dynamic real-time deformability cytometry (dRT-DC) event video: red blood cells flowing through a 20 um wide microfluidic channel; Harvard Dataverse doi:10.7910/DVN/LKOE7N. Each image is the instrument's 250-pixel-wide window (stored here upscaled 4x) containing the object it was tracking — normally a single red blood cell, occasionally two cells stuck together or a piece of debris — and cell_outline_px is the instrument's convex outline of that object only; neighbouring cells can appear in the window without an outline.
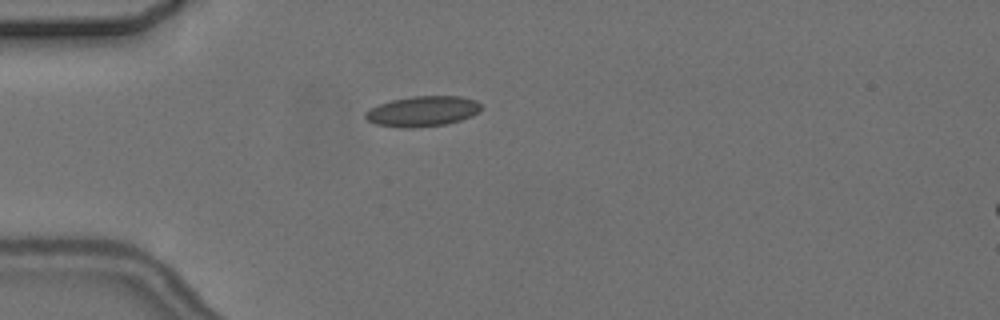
{"species": "common noctule bat (a hibernating species)", "species_latin": "Nyctalus noctula", "temperature_condition": "cold", "stored_images_in_passage": 4, "camera_frame_rate_fps": 3000, "um_per_image_px": 0.085, "animal": {"sex": "female", "body_mass_g": 24.6, "forearm_length_mm": 56.2}, "frame": {"image": 1, "passage_image": 1, "time_ms": 0.0, "image_size_px": [1000, 320], "cell_outline_px": [[480, 112], [472, 116], [448, 124], [412, 128], [400, 128], [376, 124], [368, 120], [364, 116], [364, 112], [380, 104], [392, 100], [412, 96], [460, 96], [476, 100], [480, 104]], "centroid_in_image_um": [35.93, 9.46], "position_along_channel_um": 49.1, "area_um2": 20.52}}
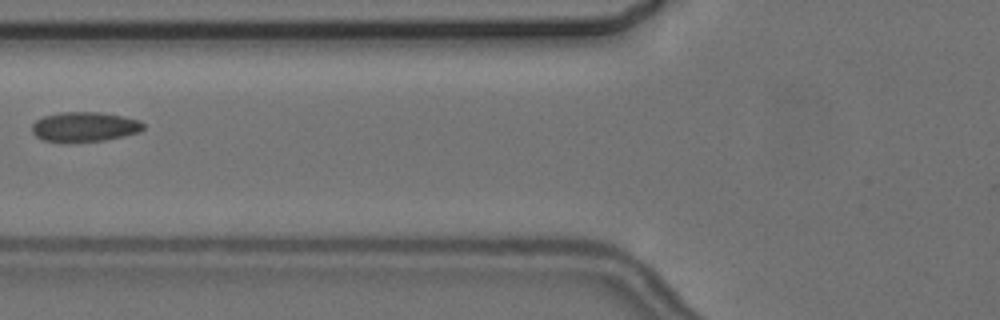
{"frame": {"image": 2, "passage_image": 3, "time_ms": 2.333, "image_size_px": [1000, 320], "cell_outline_px": [[144, 128], [140, 132], [124, 136], [104, 140], [44, 140], [36, 136], [32, 132], [32, 124], [36, 120], [44, 116], [60, 112], [100, 112], [124, 116], [140, 120], [144, 124]], "centroid_in_image_um": [7.23, 10.74], "position_along_channel_um": 118.6, "area_um2": 18.9}}
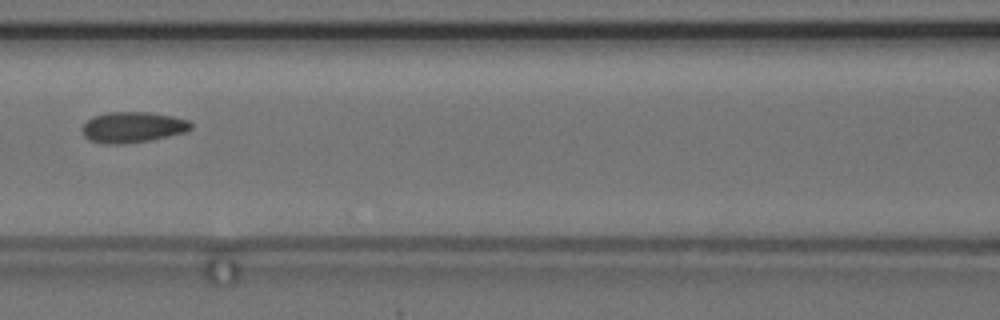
{"frame": {"image": 3, "passage_image": 4, "time_ms": 3.333, "image_size_px": [1000, 320], "cell_outline_px": [[192, 128], [184, 132], [152, 140], [124, 144], [104, 144], [88, 140], [84, 136], [80, 128], [92, 116], [108, 112], [148, 112], [172, 116], [188, 120], [192, 124]], "centroid_in_image_um": [11.24, 10.82], "position_along_channel_um": 155.4, "area_um2": 19.65}}